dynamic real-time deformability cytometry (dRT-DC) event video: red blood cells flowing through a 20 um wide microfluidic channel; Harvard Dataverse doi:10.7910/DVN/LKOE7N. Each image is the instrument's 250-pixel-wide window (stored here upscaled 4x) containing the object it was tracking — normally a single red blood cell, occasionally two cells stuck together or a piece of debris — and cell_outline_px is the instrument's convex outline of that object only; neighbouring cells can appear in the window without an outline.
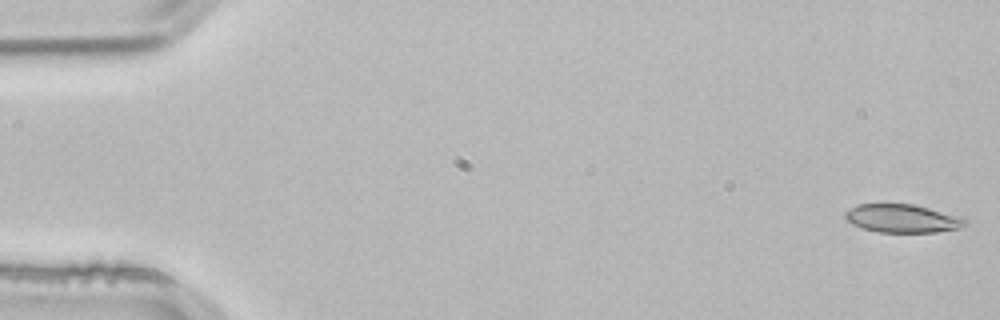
{"species": "common noctule bat (a hibernating species)", "species_latin": "Nyctalus noctula", "temperature_condition": "room temperature", "stored_images_in_passage": 51, "camera_frame_rate_fps": 3000, "um_per_image_px": 0.085, "animal": {"sex": "male", "body_mass_g": 21.5, "forearm_length_mm": 52.0}, "frame": {"image": 1, "passage_image": 1, "time_ms": 0.0, "image_size_px": [1000, 320], "cell_outline_px": [[968, 224], [956, 228], [936, 232], [876, 232], [852, 224], [844, 216], [844, 212], [848, 208], [856, 204], [912, 204], [960, 216], [968, 220]], "centroid_in_image_um": [76.67, 18.56], "position_along_channel_um": 8.3, "area_um2": 19.71}}
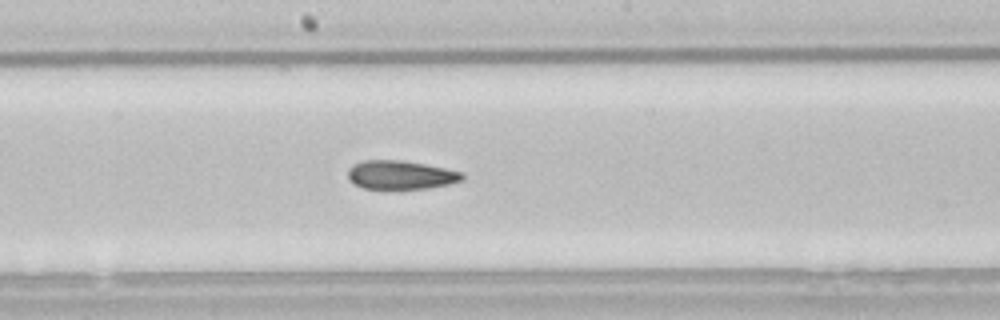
{"frame": {"image": 2, "passage_image": 28, "time_ms": 9.0, "image_size_px": [1000, 320], "cell_outline_px": [[464, 180], [448, 184], [428, 188], [364, 188], [348, 180], [348, 168], [352, 164], [364, 160], [404, 160], [444, 168], [460, 172], [464, 176]], "centroid_in_image_um": [34.03, 14.85], "position_along_channel_um": 214.2, "area_um2": 18.96}}
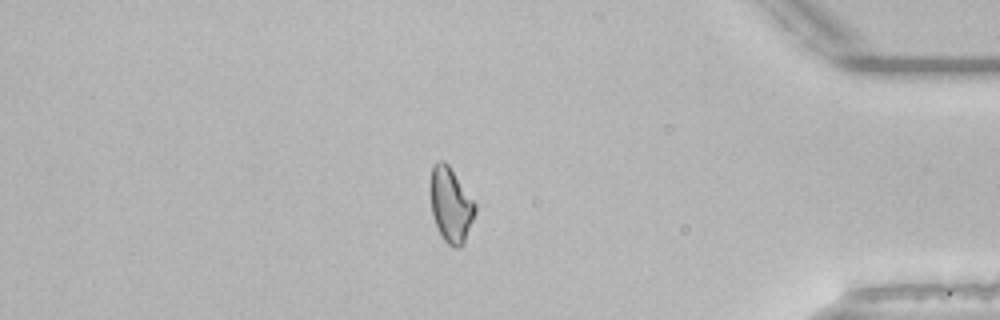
{"frame": {"image": 3, "passage_image": 45, "time_ms": 14.667, "image_size_px": [1000, 320], "cell_outline_px": [[476, 212], [464, 244], [460, 248], [456, 248], [448, 244], [444, 240], [432, 216], [428, 192], [428, 184], [432, 168], [440, 160], [444, 160], [448, 164], [476, 204]], "centroid_in_image_um": [38.28, 17.41], "position_along_channel_um": 396.9, "area_um2": 19.83}}